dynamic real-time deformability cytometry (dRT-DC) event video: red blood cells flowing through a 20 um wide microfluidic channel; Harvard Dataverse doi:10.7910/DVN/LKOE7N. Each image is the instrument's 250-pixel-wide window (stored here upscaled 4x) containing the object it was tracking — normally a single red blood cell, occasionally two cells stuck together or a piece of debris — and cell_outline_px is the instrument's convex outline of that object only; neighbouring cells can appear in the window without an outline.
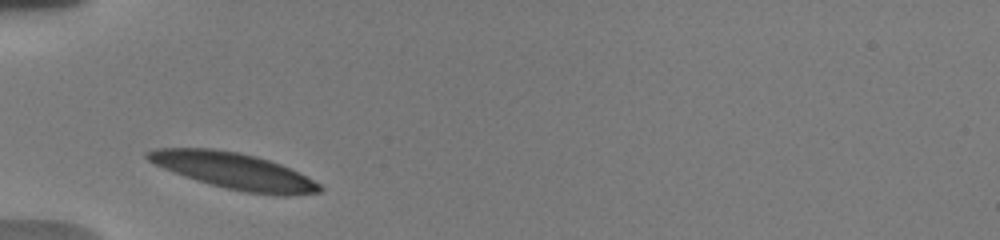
{"species": "human", "species_latin": "Homo sapiens", "temperature_condition": "warm", "stored_images_in_passage": 2, "camera_frame_rate_fps": 3000, "um_per_image_px": 0.085, "donor": {"sex": "male"}, "frame": {"image": 1, "passage_image": 1, "time_ms": 0.0, "image_size_px": [1000, 240], "cell_outline_px": [[324, 188], [320, 192], [244, 192], [212, 184], [164, 168], [148, 160], [144, 156], [144, 152], [156, 148], [212, 148], [240, 152], [256, 156], [280, 164], [320, 184]], "centroid_in_image_um": [19.75, 14.45], "position_along_channel_um": 65.2, "area_um2": 34.51}}